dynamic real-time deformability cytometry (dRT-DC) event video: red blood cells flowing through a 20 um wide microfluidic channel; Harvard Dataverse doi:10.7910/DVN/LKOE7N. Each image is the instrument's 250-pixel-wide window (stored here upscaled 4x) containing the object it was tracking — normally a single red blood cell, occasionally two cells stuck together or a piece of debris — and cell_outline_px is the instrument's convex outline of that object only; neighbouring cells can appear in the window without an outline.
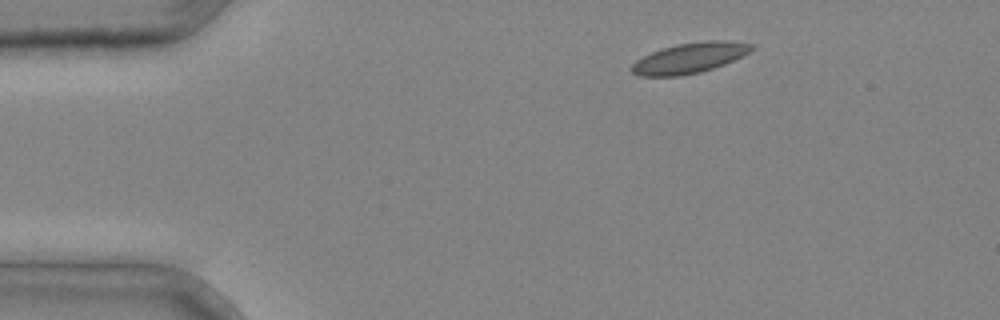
{"species": "common noctule bat (a hibernating species)", "species_latin": "Nyctalus noctula", "temperature_condition": "cold", "stored_images_in_passage": 3, "camera_frame_rate_fps": 3000, "um_per_image_px": 0.085, "animal": {"sex": "male", "body_mass_g": 20.4}, "frame": {"image": 1, "passage_image": 1, "time_ms": 0.0, "image_size_px": [1000, 320], "cell_outline_px": [[756, 48], [724, 64], [700, 72], [680, 76], [640, 76], [632, 72], [632, 64], [636, 60], [652, 52], [676, 44], [704, 40], [728, 40], [756, 44]], "centroid_in_image_um": [58.65, 4.91], "position_along_channel_um": 26.4, "area_um2": 21.15}}